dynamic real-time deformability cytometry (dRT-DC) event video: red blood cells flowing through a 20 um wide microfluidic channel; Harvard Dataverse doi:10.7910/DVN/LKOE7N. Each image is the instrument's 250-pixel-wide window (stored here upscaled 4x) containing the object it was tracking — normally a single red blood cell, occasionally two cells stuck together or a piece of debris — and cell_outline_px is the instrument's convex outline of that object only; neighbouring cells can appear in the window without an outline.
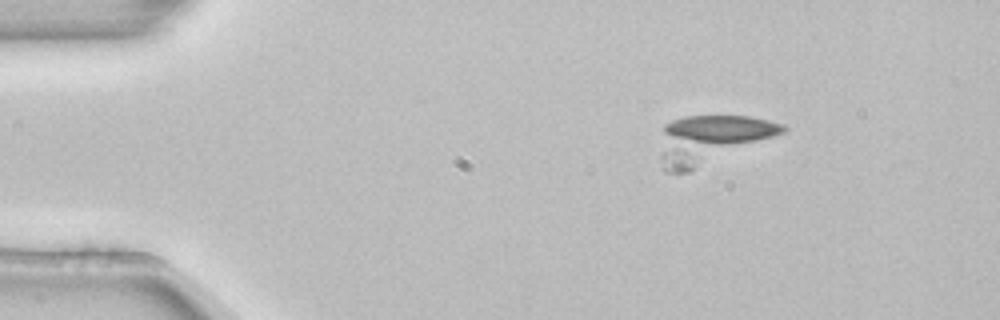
{"species": "common noctule bat (a hibernating species)", "species_latin": "Nyctalus noctula", "temperature_condition": "room temperature", "stored_images_in_passage": 4, "camera_frame_rate_fps": 3000, "um_per_image_px": 0.085, "animal": {"sex": "female", "body_mass_g": 22.7, "forearm_length_mm": 54.2}, "frame": {"image": 1, "passage_image": 3, "time_ms": 0.667, "image_size_px": [1000, 320], "cell_outline_px": [[788, 128], [784, 132], [688, 172], [664, 172], [660, 156], [664, 124], [672, 120], [684, 116], [748, 116], [768, 120], [784, 124]], "centroid_in_image_um": [60.43, 11.83], "position_along_channel_um": 24.6, "area_um2": 33.99}}